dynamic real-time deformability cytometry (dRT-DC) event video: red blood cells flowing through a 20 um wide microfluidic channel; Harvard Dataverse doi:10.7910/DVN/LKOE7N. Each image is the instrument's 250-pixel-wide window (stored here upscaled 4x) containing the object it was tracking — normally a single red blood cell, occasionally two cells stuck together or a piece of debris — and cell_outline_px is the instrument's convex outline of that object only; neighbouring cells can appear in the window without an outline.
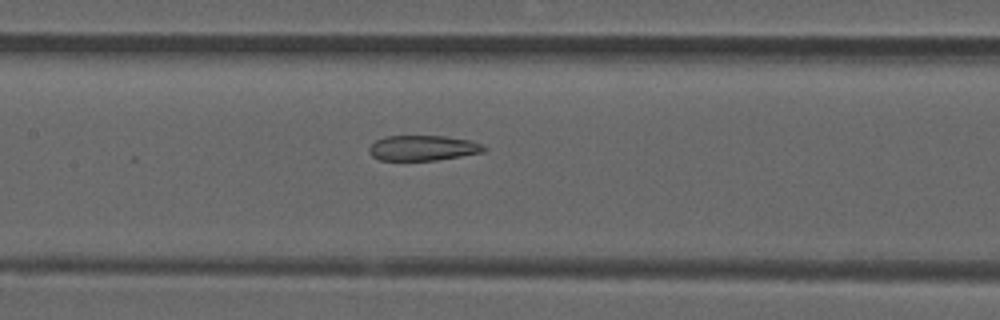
{"species": "common noctule bat (a hibernating species)", "species_latin": "Nyctalus noctula", "temperature_condition": "room temperature", "stored_images_in_passage": 51, "segment_of_instrument_passage": [2, 2], "camera_frame_rate_fps": 3000, "um_per_image_px": 0.085, "animal": {"sex": "male", "forearm_length_mm": 52.5}, "frame": {"image": 1, "passage_image": 25, "time_ms": 8.0, "image_size_px": [1000, 320], "cell_outline_px": [[488, 148], [484, 152], [436, 160], [380, 160], [372, 156], [368, 152], [368, 148], [376, 140], [384, 136], [444, 136], [472, 140], [484, 144]], "centroid_in_image_um": [35.97, 12.57], "position_along_channel_um": 171.4, "area_um2": 17.05}}
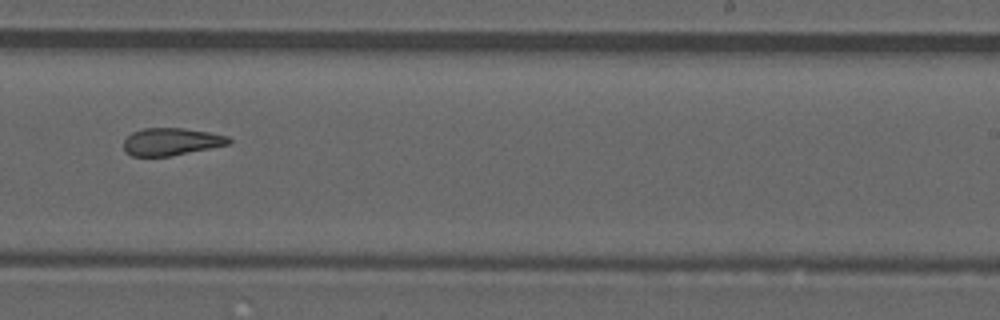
{"frame": {"image": 2, "passage_image": 33, "time_ms": 10.667, "image_size_px": [1000, 320], "cell_outline_px": [[232, 144], [172, 156], [132, 156], [124, 152], [124, 140], [132, 132], [144, 128], [184, 128], [208, 132], [228, 136], [232, 140]], "centroid_in_image_um": [14.58, 12.05], "position_along_channel_um": 274.4, "area_um2": 16.99}}
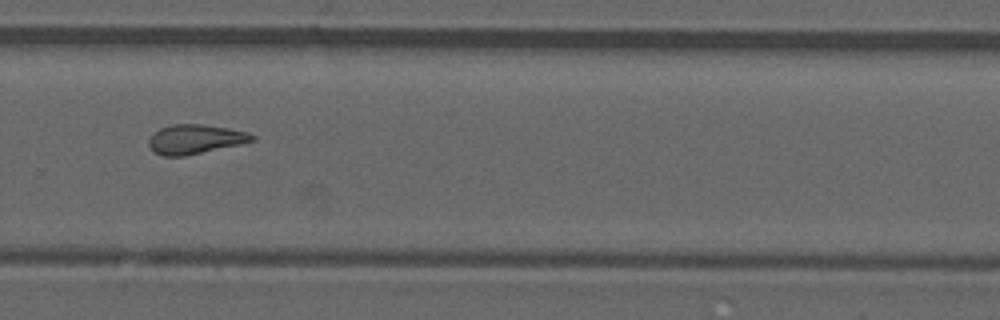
{"frame": {"image": 3, "passage_image": 36, "time_ms": 11.667, "image_size_px": [1000, 320], "cell_outline_px": [[256, 140], [240, 144], [184, 156], [164, 156], [156, 152], [148, 144], [148, 140], [160, 128], [172, 124], [204, 124], [228, 128], [248, 132], [256, 136]], "centroid_in_image_um": [16.63, 11.82], "position_along_channel_um": 313.2, "area_um2": 17.51}}